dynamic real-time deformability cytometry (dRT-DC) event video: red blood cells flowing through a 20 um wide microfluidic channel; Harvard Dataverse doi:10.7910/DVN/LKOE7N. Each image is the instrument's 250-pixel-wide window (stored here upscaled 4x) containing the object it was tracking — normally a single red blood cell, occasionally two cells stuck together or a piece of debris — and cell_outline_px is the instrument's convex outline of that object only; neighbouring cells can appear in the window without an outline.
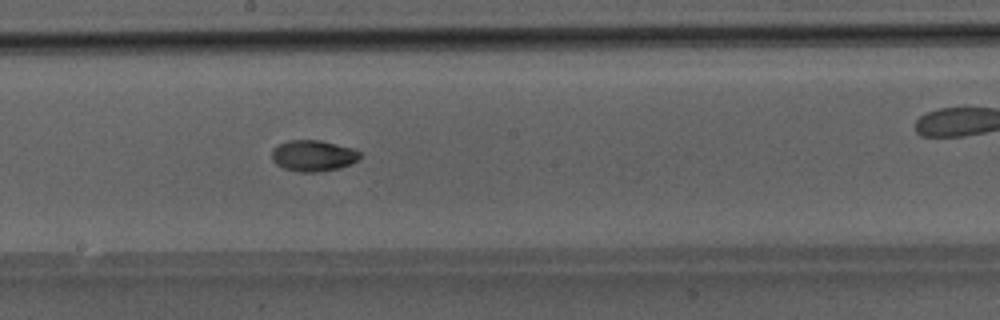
{"species": "Egyptian fruit bat (a non-hibernating species)", "species_latin": "Rousettus aegyptiacus", "temperature_condition": "room temperature", "stored_images_in_passage": 36, "camera_frame_rate_fps": 3000, "um_per_image_px": 0.085, "animal": {"sex": "male"}, "frame": {"image": 1, "passage_image": 16, "time_ms": 5.0, "image_size_px": [1000, 320], "cell_outline_px": [[364, 156], [352, 164], [340, 168], [316, 172], [300, 172], [284, 168], [276, 164], [272, 160], [272, 148], [288, 140], [320, 140], [352, 148], [360, 152]], "centroid_in_image_um": [26.65, 13.24], "position_along_channel_um": 221.6, "area_um2": 16.13}}